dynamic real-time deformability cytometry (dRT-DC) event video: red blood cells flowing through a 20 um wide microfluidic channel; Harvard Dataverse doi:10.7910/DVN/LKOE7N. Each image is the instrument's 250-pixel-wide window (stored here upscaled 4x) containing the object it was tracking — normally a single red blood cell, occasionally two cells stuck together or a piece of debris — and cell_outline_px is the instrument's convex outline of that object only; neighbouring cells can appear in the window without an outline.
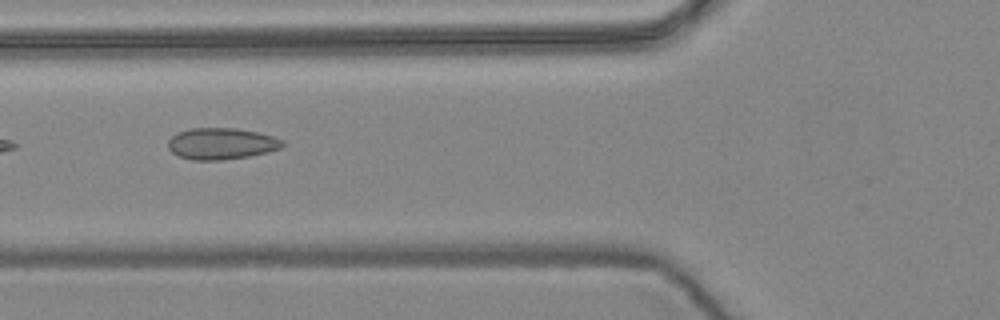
{"species": "common noctule bat (a hibernating species)", "species_latin": "Nyctalus noctula", "temperature_condition": "warm", "stored_images_in_passage": 7, "camera_frame_rate_fps": 3000, "um_per_image_px": 0.085, "animal": {"sex": "female", "body_mass_g": 24.6, "forearm_length_mm": 56.2}, "frame": {"image": 1, "passage_image": 4, "time_ms": 1.0, "image_size_px": [1000, 320], "cell_outline_px": [[284, 144], [280, 148], [268, 152], [248, 156], [224, 160], [192, 160], [180, 156], [172, 152], [168, 148], [168, 140], [172, 136], [180, 132], [192, 128], [236, 128], [256, 132], [272, 136], [284, 140]], "centroid_in_image_um": [18.82, 12.21], "position_along_channel_um": 107.0, "area_um2": 20.87}}